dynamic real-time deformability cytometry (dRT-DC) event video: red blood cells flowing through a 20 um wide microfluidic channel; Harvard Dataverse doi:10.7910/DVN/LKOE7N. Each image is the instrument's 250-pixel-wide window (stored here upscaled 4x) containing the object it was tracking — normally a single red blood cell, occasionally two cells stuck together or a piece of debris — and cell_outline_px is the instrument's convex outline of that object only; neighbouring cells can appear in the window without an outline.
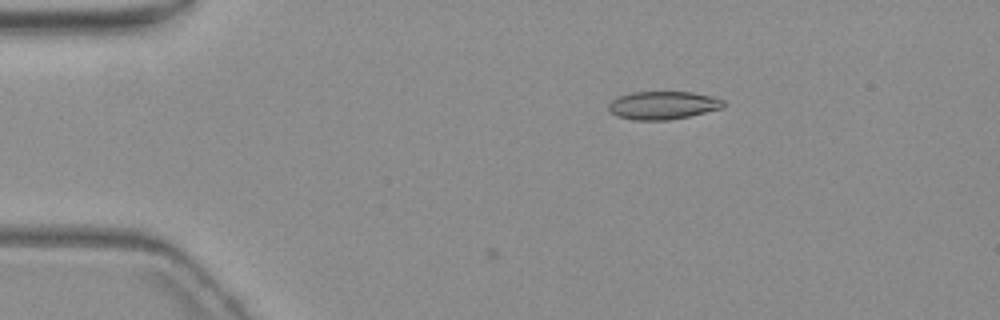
{"species": "common noctule bat (a hibernating species)", "species_latin": "Nyctalus noctula", "temperature_condition": "warm", "stored_images_in_passage": 4, "camera_frame_rate_fps": 3000, "um_per_image_px": 0.085, "animal": {"sex": "female", "body_mass_g": 19.3, "forearm_length_mm": 54.1}, "frame": {"image": 1, "passage_image": 1, "time_ms": 0.0, "image_size_px": [1000, 320], "cell_outline_px": [[724, 108], [688, 116], [668, 120], [636, 120], [616, 116], [608, 108], [608, 104], [616, 96], [632, 92], [692, 92], [712, 96], [724, 100]], "centroid_in_image_um": [56.34, 8.94], "position_along_channel_um": 28.7, "area_um2": 18.84}}
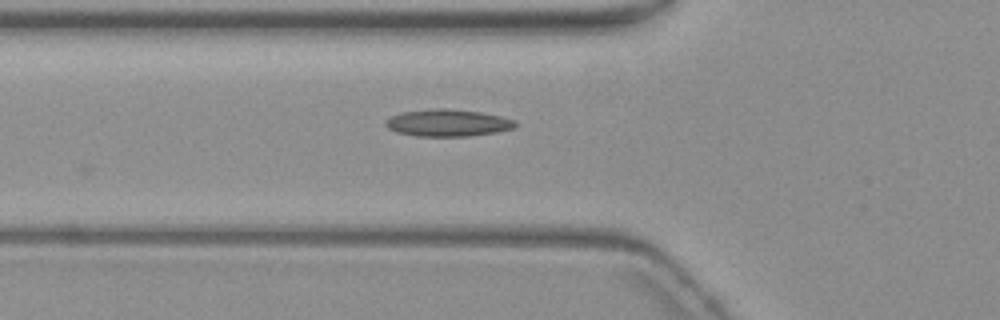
{"frame": {"image": 2, "passage_image": 4, "time_ms": 3.333, "image_size_px": [1000, 320], "cell_outline_px": [[516, 128], [496, 132], [468, 136], [416, 136], [396, 132], [388, 128], [384, 124], [392, 116], [400, 112], [440, 108], [448, 108], [480, 112], [500, 116], [516, 120]], "centroid_in_image_um": [38.08, 10.44], "position_along_channel_um": 87.7, "area_um2": 20.4}}